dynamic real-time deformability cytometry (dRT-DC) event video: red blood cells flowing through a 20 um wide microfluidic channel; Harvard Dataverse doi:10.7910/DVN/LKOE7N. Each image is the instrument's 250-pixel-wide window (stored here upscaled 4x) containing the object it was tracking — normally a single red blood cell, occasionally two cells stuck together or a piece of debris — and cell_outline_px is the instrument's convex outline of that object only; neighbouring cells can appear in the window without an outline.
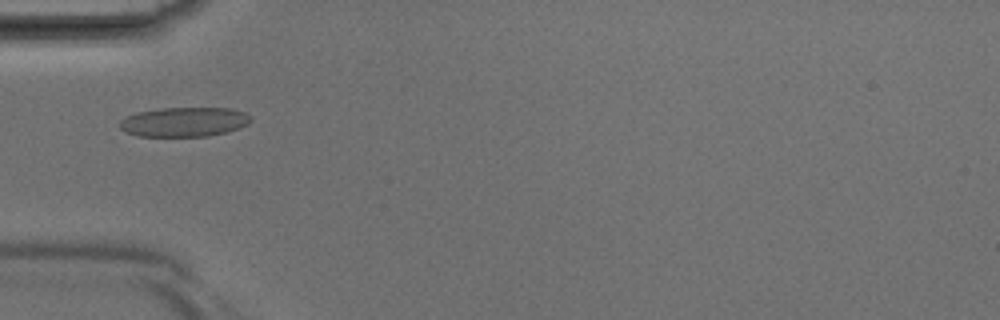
{"species": "Egyptian fruit bat (a non-hibernating species)", "species_latin": "Rousettus aegyptiacus", "temperature_condition": "room temperature", "stored_images_in_passage": 30, "camera_frame_rate_fps": 3000, "um_per_image_px": 0.085, "animal": {"sex": "male"}, "frame": {"image": 1, "passage_image": 3, "time_ms": 0.667, "image_size_px": [1000, 320], "cell_outline_px": [[252, 120], [248, 124], [224, 132], [208, 136], [136, 136], [124, 132], [120, 128], [120, 120], [136, 112], [160, 108], [232, 108], [244, 112], [252, 116]], "centroid_in_image_um": [15.64, 10.36], "position_along_channel_um": 69.4, "area_um2": 22.54}}
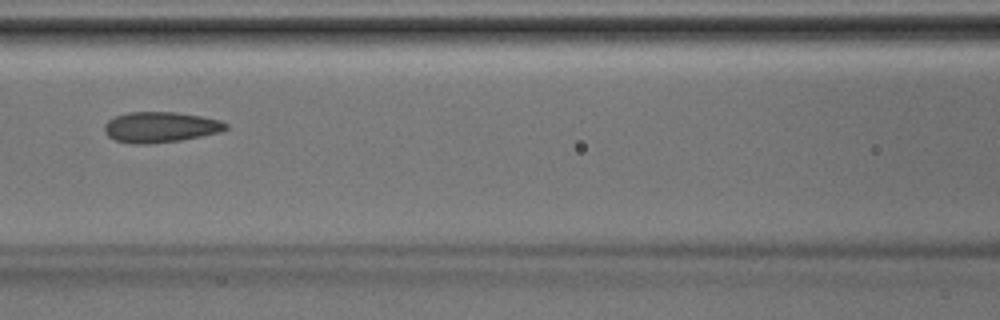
{"frame": {"image": 2, "passage_image": 8, "time_ms": 2.333, "image_size_px": [1000, 320], "cell_outline_px": [[228, 128], [220, 132], [180, 140], [148, 144], [132, 144], [116, 140], [108, 136], [104, 132], [104, 124], [108, 120], [116, 116], [128, 112], [176, 112], [200, 116], [220, 120], [228, 124]], "centroid_in_image_um": [13.61, 10.8], "position_along_channel_um": 153.0, "area_um2": 21.62}}
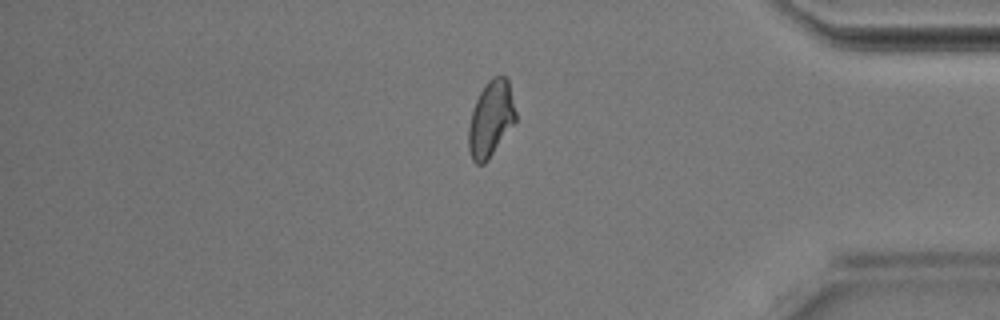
{"frame": {"image": 3, "passage_image": 24, "time_ms": 7.667, "image_size_px": [1000, 320], "cell_outline_px": [[516, 120], [488, 160], [484, 164], [476, 164], [472, 160], [468, 148], [468, 128], [472, 108], [484, 84], [492, 76], [504, 76], [508, 80], [516, 112]], "centroid_in_image_um": [41.7, 10.1], "position_along_channel_um": 393.5, "area_um2": 20.87}}